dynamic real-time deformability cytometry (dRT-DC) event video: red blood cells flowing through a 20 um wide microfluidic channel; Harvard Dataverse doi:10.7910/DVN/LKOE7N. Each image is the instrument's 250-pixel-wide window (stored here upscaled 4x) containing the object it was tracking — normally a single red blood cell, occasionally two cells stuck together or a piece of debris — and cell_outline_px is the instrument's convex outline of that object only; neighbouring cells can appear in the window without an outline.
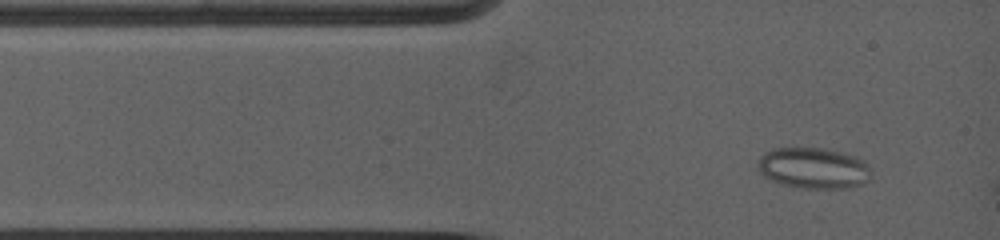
{"species": "common noctule bat (a hibernating species)", "species_latin": "Nyctalus noctula", "temperature_condition": "warm", "stored_images_in_passage": 2, "camera_frame_rate_fps": 5000, "um_per_image_px": 0.085, "animal": {"sex": "female", "body_mass_g": 19.0, "forearm_length_mm": 53.3}, "frame": {"image": 1, "passage_image": 1, "time_ms": 0.0, "image_size_px": [1000, 240], "cell_outline_px": [[868, 180], [864, 184], [848, 188], [804, 188], [776, 184], [764, 176], [756, 164], [764, 152], [776, 148], [824, 148], [856, 156], [864, 160], [868, 168]], "centroid_in_image_um": [69.11, 14.3], "position_along_channel_um": 15.9, "area_um2": 27.11}}